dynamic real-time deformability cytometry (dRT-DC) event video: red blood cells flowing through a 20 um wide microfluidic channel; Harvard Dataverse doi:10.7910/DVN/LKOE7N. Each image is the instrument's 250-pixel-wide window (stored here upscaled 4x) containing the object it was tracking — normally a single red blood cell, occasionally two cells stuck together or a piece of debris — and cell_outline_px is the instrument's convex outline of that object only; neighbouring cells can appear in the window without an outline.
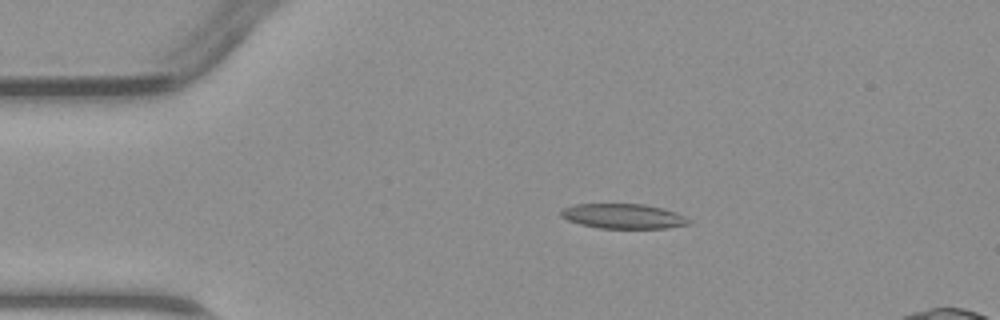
{"species": "common noctule bat (a hibernating species)", "species_latin": "Nyctalus noctula", "temperature_condition": "warm", "stored_images_in_passage": 3, "camera_frame_rate_fps": 3000, "um_per_image_px": 0.085, "animal": {"sex": "male", "body_mass_g": 23.1, "forearm_length_mm": 52.7}, "frame": {"image": 1, "passage_image": 2, "time_ms": 1.333, "image_size_px": [1000, 320], "cell_outline_px": [[692, 224], [668, 228], [596, 228], [580, 224], [568, 220], [560, 216], [560, 212], [564, 208], [576, 204], [644, 204], [664, 208], [676, 212], [692, 220]], "centroid_in_image_um": [53.03, 18.38], "position_along_channel_um": 32.0, "area_um2": 18.67}}
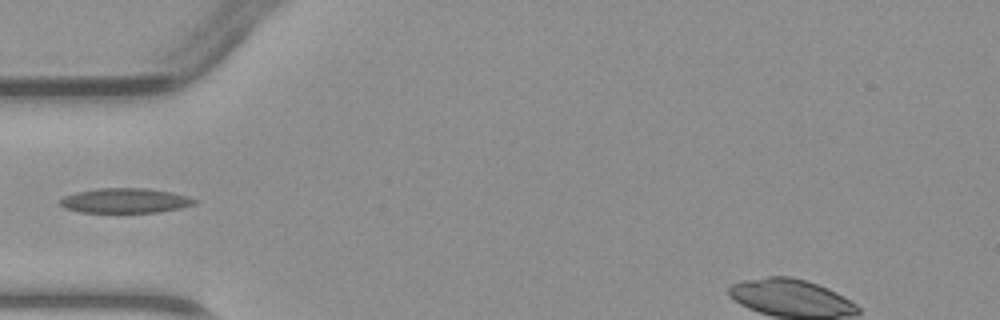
{"frame": {"image": 2, "passage_image": 3, "time_ms": 3.333, "image_size_px": [1000, 320], "cell_outline_px": [[196, 204], [180, 208], [160, 212], [80, 212], [64, 208], [60, 204], [60, 200], [64, 196], [76, 192], [100, 188], [144, 188], [172, 192], [188, 196], [196, 200]], "centroid_in_image_um": [10.65, 17.05], "position_along_channel_um": 74.4, "area_um2": 19.36}}